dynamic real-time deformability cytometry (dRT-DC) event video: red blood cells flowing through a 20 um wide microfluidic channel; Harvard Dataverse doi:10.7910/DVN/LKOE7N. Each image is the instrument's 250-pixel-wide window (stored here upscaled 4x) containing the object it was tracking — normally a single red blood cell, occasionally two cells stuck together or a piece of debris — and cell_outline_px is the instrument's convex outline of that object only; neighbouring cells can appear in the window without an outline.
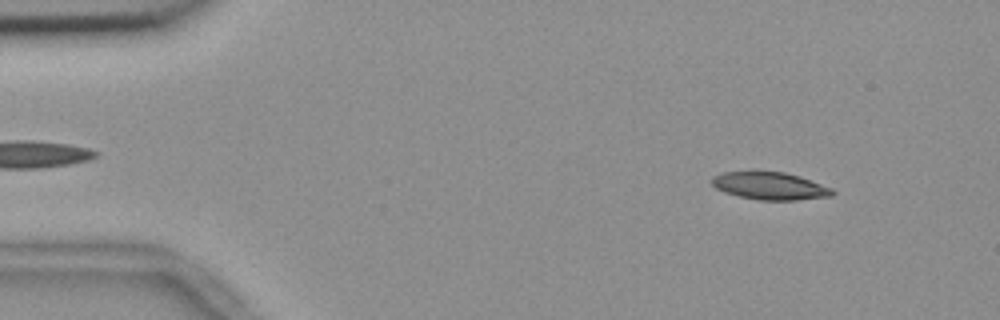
{"species": "common noctule bat (a hibernating species)", "species_latin": "Nyctalus noctula", "temperature_condition": "room temperature", "stored_images_in_passage": 56, "camera_frame_rate_fps": 3000, "um_per_image_px": 0.085, "animal": {"sex": "female", "body_mass_g": 18.4}, "frame": {"image": 1, "passage_image": 7, "time_ms": 2.0, "image_size_px": [1000, 320], "cell_outline_px": [[836, 192], [832, 196], [796, 200], [760, 200], [740, 196], [724, 192], [716, 188], [712, 184], [712, 176], [724, 172], [784, 172], [800, 176], [832, 188]], "centroid_in_image_um": [65.47, 15.81], "position_along_channel_um": 19.5, "area_um2": 19.19}}
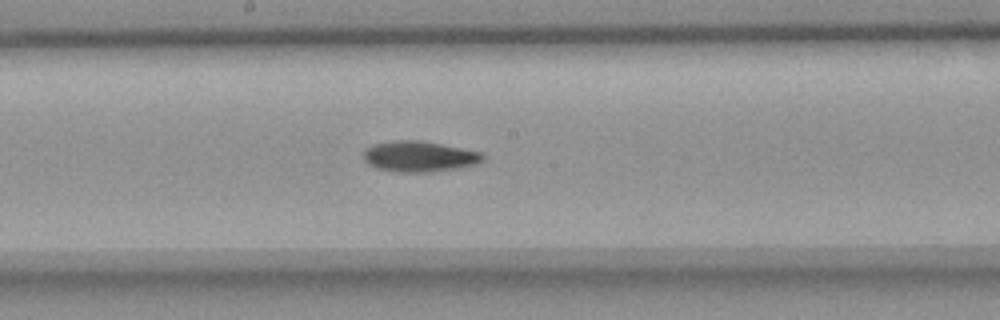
{"frame": {"image": 2, "passage_image": 30, "time_ms": 9.667, "image_size_px": [1000, 320], "cell_outline_px": [[484, 160], [476, 164], [460, 168], [432, 172], [396, 172], [376, 168], [368, 164], [364, 160], [364, 152], [372, 144], [396, 140], [420, 140], [484, 152]], "centroid_in_image_um": [35.67, 13.3], "position_along_channel_um": 212.5, "area_um2": 21.56}}
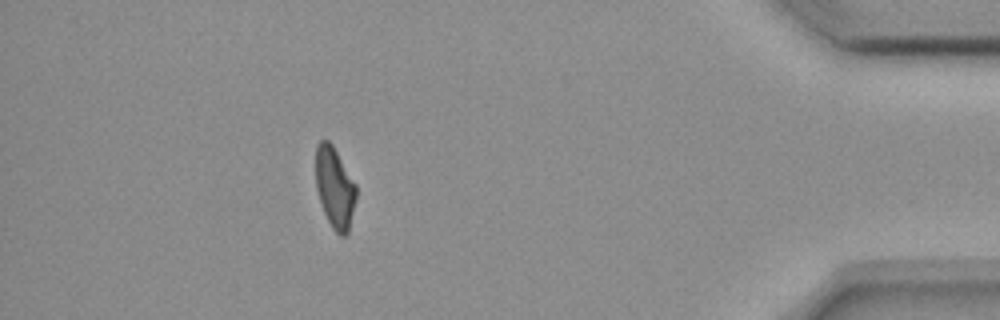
{"frame": {"image": 3, "passage_image": 50, "time_ms": 16.333, "image_size_px": [1000, 320], "cell_outline_px": [[356, 200], [348, 232], [344, 236], [340, 236], [332, 228], [324, 212], [316, 188], [316, 144], [320, 140], [328, 140], [332, 144], [356, 184]], "centroid_in_image_um": [28.45, 15.94], "position_along_channel_um": 406.7, "area_um2": 19.02}, "authors_computed_cell_mechanics": {"area_um2": 20.23, "velocity_mm_per_s": 3.6788, "shape_relaxation_time_tau1_ms": 6.0206, "shape_relaxation_time_tau2_ms": null, "deformation_change_tau1": 0.1793, "deformation_change_tau2": null}}